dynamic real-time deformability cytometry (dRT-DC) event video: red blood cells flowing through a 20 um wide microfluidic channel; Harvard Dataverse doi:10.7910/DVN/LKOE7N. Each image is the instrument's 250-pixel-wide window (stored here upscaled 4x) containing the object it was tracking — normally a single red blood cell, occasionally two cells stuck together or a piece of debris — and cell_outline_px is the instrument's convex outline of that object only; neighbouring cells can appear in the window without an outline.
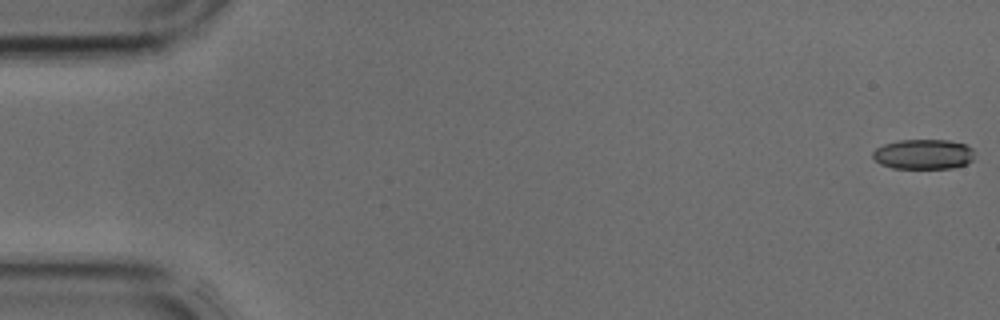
{"species": "common noctule bat (a hibernating species)", "species_latin": "Nyctalus noctula", "temperature_condition": "cold", "stored_images_in_passage": 42, "camera_frame_rate_fps": 3000, "um_per_image_px": 0.085, "animal": {"sex": "male", "body_mass_g": 17.9, "forearm_length_mm": 54.2}, "frame": {"image": 1, "passage_image": 1, "time_ms": 0.0, "image_size_px": [1000, 320], "cell_outline_px": [[972, 160], [968, 164], [952, 168], [892, 168], [880, 164], [872, 156], [872, 152], [876, 148], [884, 144], [900, 140], [948, 140], [964, 144], [972, 148]], "centroid_in_image_um": [78.48, 13.11], "position_along_channel_um": 6.5, "area_um2": 17.74}}
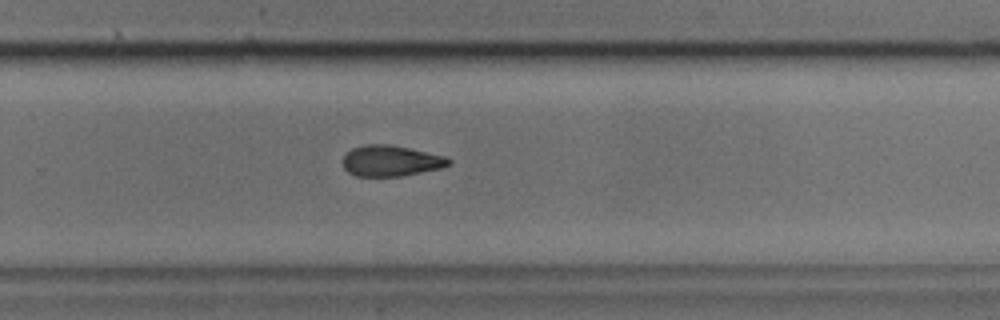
{"frame": {"image": 2, "passage_image": 28, "time_ms": 9.0, "image_size_px": [1000, 320], "cell_outline_px": [[452, 164], [440, 168], [400, 176], [356, 176], [348, 172], [344, 168], [344, 156], [352, 148], [364, 144], [392, 144], [444, 156], [452, 160]], "centroid_in_image_um": [33.22, 13.66], "position_along_channel_um": 296.6, "area_um2": 18.96}}
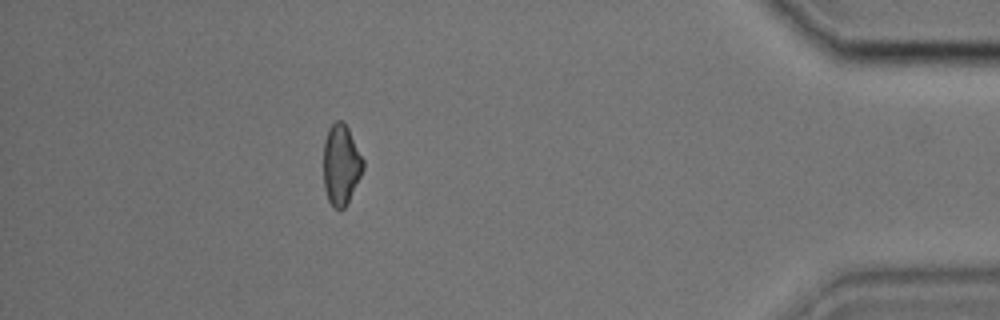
{"frame": {"image": 3, "passage_image": 38, "time_ms": 12.333, "image_size_px": [1000, 320], "cell_outline_px": [[364, 168], [344, 208], [336, 208], [328, 200], [324, 188], [324, 140], [328, 128], [336, 120], [344, 120], [364, 160]], "centroid_in_image_um": [28.98, 13.94], "position_along_channel_um": 406.2, "area_um2": 18.38}}